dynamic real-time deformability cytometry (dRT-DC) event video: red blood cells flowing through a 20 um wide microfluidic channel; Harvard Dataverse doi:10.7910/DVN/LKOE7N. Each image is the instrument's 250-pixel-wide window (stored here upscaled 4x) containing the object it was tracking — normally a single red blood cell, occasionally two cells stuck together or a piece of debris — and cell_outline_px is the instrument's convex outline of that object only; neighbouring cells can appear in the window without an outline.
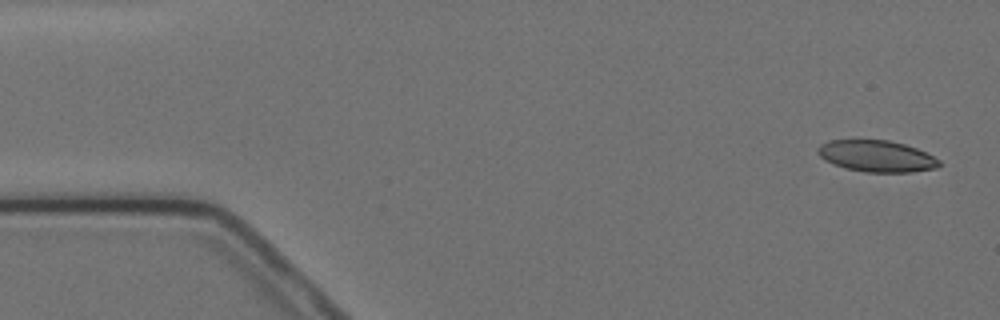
{"species": "Egyptian fruit bat (a non-hibernating species)", "species_latin": "Rousettus aegyptiacus", "temperature_condition": "cold", "stored_images_in_passage": 8, "camera_frame_rate_fps": 3000, "um_per_image_px": 0.085, "animal": {"sex": "female"}, "frame": {"image": 1, "passage_image": 1, "time_ms": 0.0, "image_size_px": [1000, 320], "cell_outline_px": [[940, 164], [936, 168], [912, 172], [864, 172], [832, 164], [824, 160], [816, 152], [816, 148], [820, 144], [828, 140], [888, 140], [904, 144], [916, 148], [940, 160]], "centroid_in_image_um": [74.47, 13.27], "position_along_channel_um": 10.5, "area_um2": 22.25}}
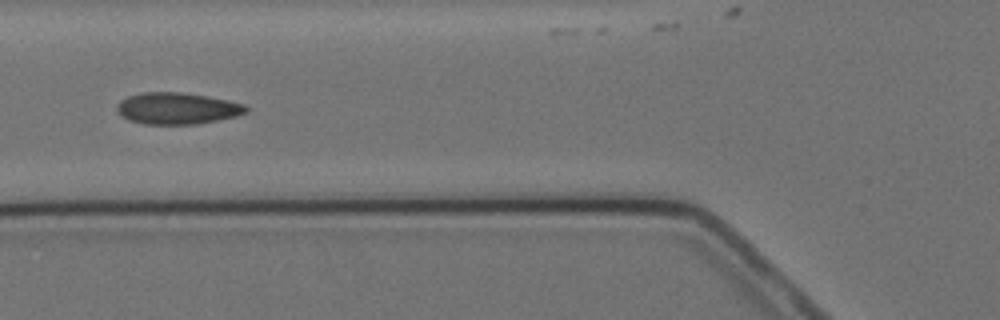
{"frame": {"image": 2, "passage_image": 6, "time_ms": 6.0, "image_size_px": [1000, 320], "cell_outline_px": [[248, 112], [236, 116], [196, 124], [144, 124], [128, 120], [120, 116], [116, 108], [116, 104], [120, 100], [128, 96], [140, 92], [180, 92], [204, 96], [244, 104], [248, 108]], "centroid_in_image_um": [14.99, 9.21], "position_along_channel_um": 110.8, "area_um2": 23.7}}
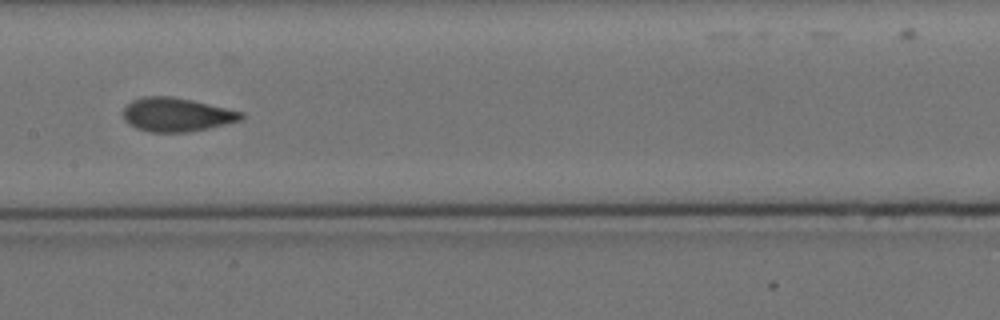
{"frame": {"image": 3, "passage_image": 8, "time_ms": 8.333, "image_size_px": [1000, 320], "cell_outline_px": [[244, 120], [208, 128], [188, 132], [152, 132], [136, 128], [128, 124], [124, 120], [124, 108], [132, 100], [144, 96], [172, 96], [192, 100], [244, 112]], "centroid_in_image_um": [15.03, 9.74], "position_along_channel_um": 192.4, "area_um2": 23.29}}